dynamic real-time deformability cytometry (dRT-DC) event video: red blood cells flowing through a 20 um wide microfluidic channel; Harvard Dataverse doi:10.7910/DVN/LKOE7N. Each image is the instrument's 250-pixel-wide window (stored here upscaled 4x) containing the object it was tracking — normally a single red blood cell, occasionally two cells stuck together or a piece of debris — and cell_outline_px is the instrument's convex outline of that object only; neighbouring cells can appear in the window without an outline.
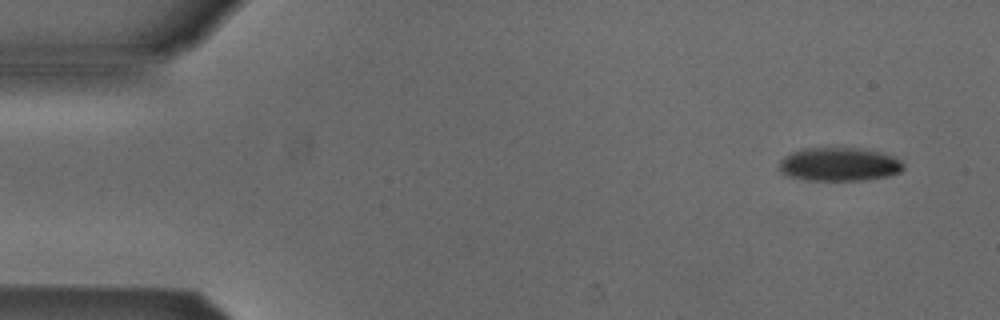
{"species": "Egyptian fruit bat (a non-hibernating species)", "species_latin": "Rousettus aegyptiacus", "temperature_condition": "cold", "stored_images_in_passage": 4, "camera_frame_rate_fps": 3000, "um_per_image_px": 0.085, "animal": {"sex": "male"}, "frame": {"image": 1, "passage_image": 1, "time_ms": 0.0, "image_size_px": [1000, 320], "cell_outline_px": [[904, 168], [900, 172], [888, 176], [860, 180], [808, 180], [788, 176], [780, 172], [780, 160], [784, 156], [792, 152], [804, 148], [860, 148], [892, 156], [900, 160], [904, 164]], "centroid_in_image_um": [71.31, 13.97], "position_along_channel_um": 13.7, "area_um2": 24.1}}
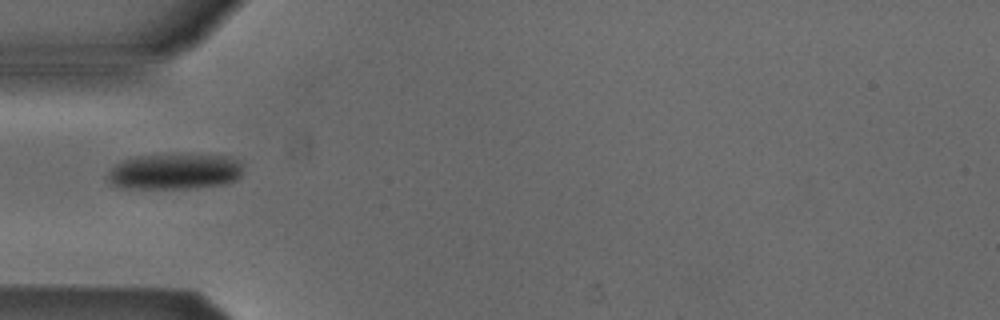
{"frame": {"image": 2, "passage_image": 4, "time_ms": 1.0, "image_size_px": [1000, 320], "cell_outline_px": [[240, 176], [236, 180], [224, 184], [196, 188], [120, 188], [112, 184], [108, 180], [108, 172], [116, 164], [124, 160], [136, 156], [228, 156], [236, 160], [240, 164]], "centroid_in_image_um": [14.81, 14.61], "position_along_channel_um": 70.2, "area_um2": 27.51}}